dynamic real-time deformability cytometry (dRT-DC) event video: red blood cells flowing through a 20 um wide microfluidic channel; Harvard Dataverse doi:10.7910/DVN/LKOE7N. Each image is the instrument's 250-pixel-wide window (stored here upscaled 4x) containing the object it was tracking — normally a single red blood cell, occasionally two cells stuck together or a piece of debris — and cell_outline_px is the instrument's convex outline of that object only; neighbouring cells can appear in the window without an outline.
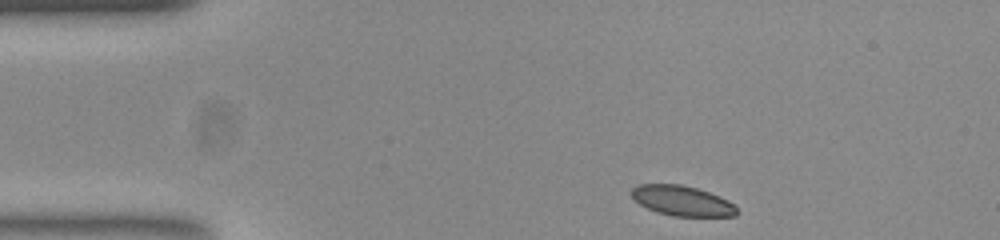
{"species": "common noctule bat (a hibernating species)", "species_latin": "Nyctalus noctula", "temperature_condition": "room temperature", "stored_images_in_passage": 47, "camera_frame_rate_fps": 3000, "um_per_image_px": 0.085, "animal": {"sex": "female", "body_mass_g": 23.0, "forearm_length_mm": 53.4}, "frame": {"image": 1, "passage_image": 1, "time_ms": 0.0, "image_size_px": [1000, 240], "cell_outline_px": [[736, 216], [672, 216], [656, 212], [640, 204], [628, 192], [636, 184], [680, 184], [696, 188], [720, 196], [728, 200], [736, 208]], "centroid_in_image_um": [57.93, 17.06], "position_along_channel_um": 27.1, "area_um2": 18.44}}
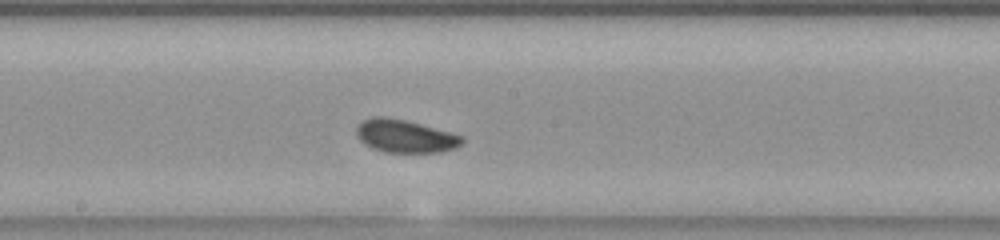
{"frame": {"image": 2, "passage_image": 21, "time_ms": 6.667, "image_size_px": [1000, 240], "cell_outline_px": [[464, 144], [456, 148], [440, 152], [384, 152], [372, 148], [364, 144], [360, 140], [356, 132], [356, 128], [364, 120], [372, 116], [384, 116], [404, 120], [420, 124], [464, 136]], "centroid_in_image_um": [34.45, 11.58], "position_along_channel_um": 213.7, "area_um2": 20.23}}
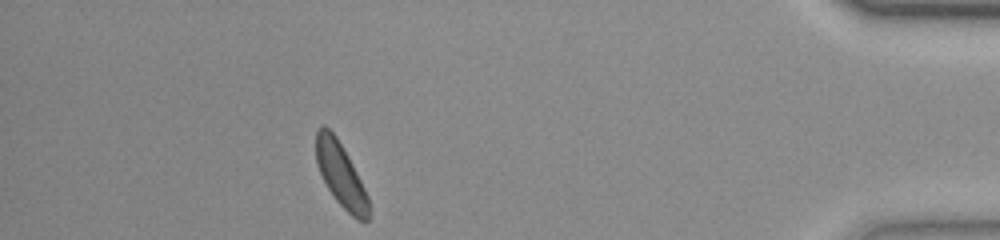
{"frame": {"image": 3, "passage_image": 41, "time_ms": 13.333, "image_size_px": [1000, 240], "cell_outline_px": [[372, 208], [368, 220], [356, 220], [332, 196], [316, 164], [316, 128], [324, 124], [336, 136], [348, 156], [368, 196]], "centroid_in_image_um": [28.98, 14.87], "position_along_channel_um": 406.2, "area_um2": 19.65}, "authors_computed_cell_mechanics": {"area_um2": 19.8254, "velocity_mm_per_s": 3.6996, "shape_relaxation_time_tau1_ms": 2.146, "shape_relaxation_time_tau2_ms": 3.9196, "deformation_change_tau1": 0.0661, "deformation_change_tau2": 0.0791}}